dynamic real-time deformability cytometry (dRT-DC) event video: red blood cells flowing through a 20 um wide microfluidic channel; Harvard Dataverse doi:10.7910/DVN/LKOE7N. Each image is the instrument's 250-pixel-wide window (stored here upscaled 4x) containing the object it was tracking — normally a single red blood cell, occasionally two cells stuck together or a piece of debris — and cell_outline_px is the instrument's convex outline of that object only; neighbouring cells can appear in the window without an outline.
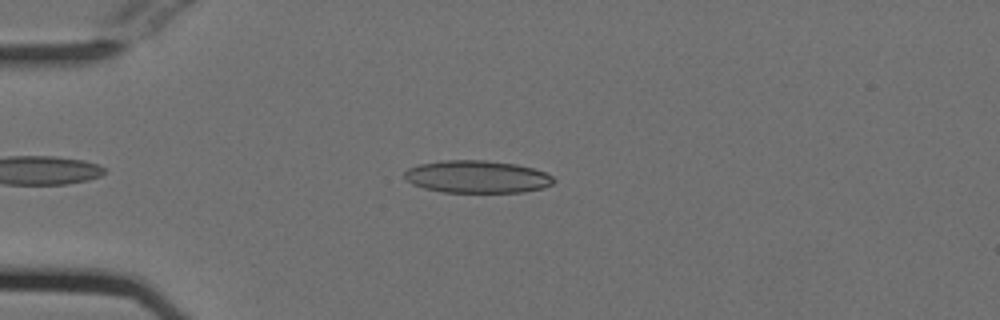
{"species": "Egyptian fruit bat (a non-hibernating species)", "species_latin": "Rousettus aegyptiacus", "temperature_condition": "cold", "stored_images_in_passage": 42, "camera_frame_rate_fps": 3000, "um_per_image_px": 0.085, "animal": {"sex": "female"}, "frame": {"image": 1, "passage_image": 6, "time_ms": 1.667, "image_size_px": [1000, 320], "cell_outline_px": [[556, 180], [552, 184], [544, 188], [524, 192], [444, 192], [424, 188], [412, 184], [404, 176], [404, 172], [408, 168], [420, 164], [444, 160], [488, 160], [516, 164], [532, 168], [544, 172], [552, 176]], "centroid_in_image_um": [40.57, 15.02], "position_along_channel_um": 44.4, "area_um2": 28.26}}
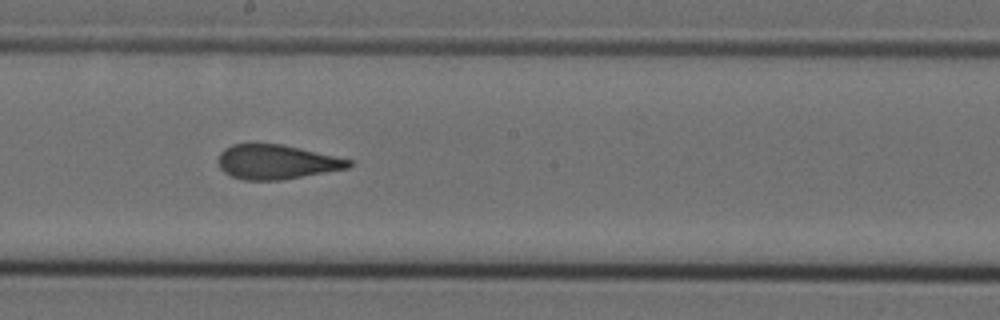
{"frame": {"image": 2, "passage_image": 22, "time_ms": 7.0, "image_size_px": [1000, 320], "cell_outline_px": [[352, 164], [348, 168], [284, 180], [244, 180], [232, 176], [224, 172], [220, 168], [216, 160], [220, 152], [224, 148], [232, 144], [280, 144], [300, 148], [352, 160]], "centroid_in_image_um": [23.47, 13.77], "position_along_channel_um": 224.7, "area_um2": 26.24}}
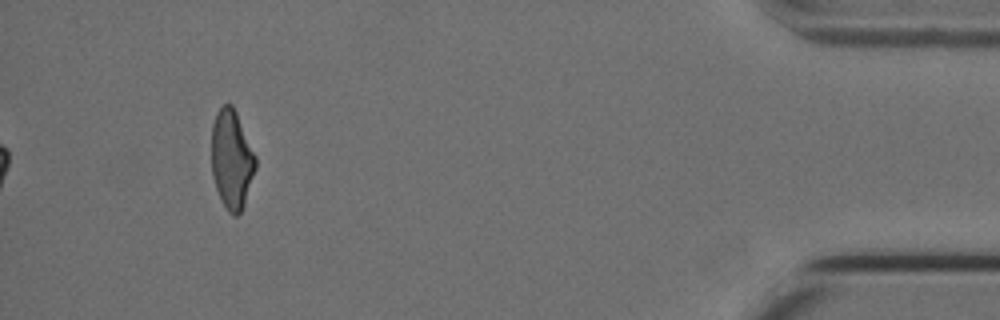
{"frame": {"image": 3, "passage_image": 42, "time_ms": 13.667, "image_size_px": [1000, 320], "cell_outline_px": [[256, 168], [244, 204], [240, 212], [236, 216], [232, 216], [228, 212], [216, 188], [212, 172], [212, 124], [216, 112], [224, 104], [232, 104], [236, 112], [256, 156]], "centroid_in_image_um": [19.69, 13.53], "position_along_channel_um": 415.5, "area_um2": 25.14}, "authors_computed_cell_mechanics": {"area_um2": 27.2816, "velocity_mm_per_s": 3.8072, "shape_relaxation_time_tau1_ms": null, "shape_relaxation_time_tau2_ms": 1.3228, "deformation_change_tau1": null, "deformation_change_tau2": 0.0817}}